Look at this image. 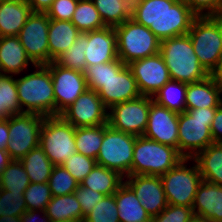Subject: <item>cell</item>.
I'll return each mask as SVG.
<instances>
[{
	"label": "cell",
	"mask_w": 222,
	"mask_h": 222,
	"mask_svg": "<svg viewBox=\"0 0 222 222\" xmlns=\"http://www.w3.org/2000/svg\"><path fill=\"white\" fill-rule=\"evenodd\" d=\"M197 15L185 2L175 0H136L131 18L149 28L162 41L188 34Z\"/></svg>",
	"instance_id": "cell-1"
},
{
	"label": "cell",
	"mask_w": 222,
	"mask_h": 222,
	"mask_svg": "<svg viewBox=\"0 0 222 222\" xmlns=\"http://www.w3.org/2000/svg\"><path fill=\"white\" fill-rule=\"evenodd\" d=\"M34 72L16 77L17 94L23 112L55 116L52 76L46 65H35Z\"/></svg>",
	"instance_id": "cell-2"
},
{
	"label": "cell",
	"mask_w": 222,
	"mask_h": 222,
	"mask_svg": "<svg viewBox=\"0 0 222 222\" xmlns=\"http://www.w3.org/2000/svg\"><path fill=\"white\" fill-rule=\"evenodd\" d=\"M160 53L169 70L171 80L190 84L210 76L199 63L188 34L162 40Z\"/></svg>",
	"instance_id": "cell-3"
},
{
	"label": "cell",
	"mask_w": 222,
	"mask_h": 222,
	"mask_svg": "<svg viewBox=\"0 0 222 222\" xmlns=\"http://www.w3.org/2000/svg\"><path fill=\"white\" fill-rule=\"evenodd\" d=\"M217 107L190 109L178 116V151L184 158H194L214 143L211 134Z\"/></svg>",
	"instance_id": "cell-4"
},
{
	"label": "cell",
	"mask_w": 222,
	"mask_h": 222,
	"mask_svg": "<svg viewBox=\"0 0 222 222\" xmlns=\"http://www.w3.org/2000/svg\"><path fill=\"white\" fill-rule=\"evenodd\" d=\"M184 157L177 148L144 136H136L132 159V175L161 176Z\"/></svg>",
	"instance_id": "cell-5"
},
{
	"label": "cell",
	"mask_w": 222,
	"mask_h": 222,
	"mask_svg": "<svg viewBox=\"0 0 222 222\" xmlns=\"http://www.w3.org/2000/svg\"><path fill=\"white\" fill-rule=\"evenodd\" d=\"M188 35L199 63L211 75L222 54V16H197Z\"/></svg>",
	"instance_id": "cell-6"
},
{
	"label": "cell",
	"mask_w": 222,
	"mask_h": 222,
	"mask_svg": "<svg viewBox=\"0 0 222 222\" xmlns=\"http://www.w3.org/2000/svg\"><path fill=\"white\" fill-rule=\"evenodd\" d=\"M114 29L117 33L118 58L125 65L160 52L161 41L149 28L132 18Z\"/></svg>",
	"instance_id": "cell-7"
},
{
	"label": "cell",
	"mask_w": 222,
	"mask_h": 222,
	"mask_svg": "<svg viewBox=\"0 0 222 222\" xmlns=\"http://www.w3.org/2000/svg\"><path fill=\"white\" fill-rule=\"evenodd\" d=\"M188 162L191 164L189 167ZM160 178L169 205L192 207L197 189L203 181L198 165L193 158H183Z\"/></svg>",
	"instance_id": "cell-8"
},
{
	"label": "cell",
	"mask_w": 222,
	"mask_h": 222,
	"mask_svg": "<svg viewBox=\"0 0 222 222\" xmlns=\"http://www.w3.org/2000/svg\"><path fill=\"white\" fill-rule=\"evenodd\" d=\"M136 136L103 124V141L96 158L97 165L119 172L123 177L132 175V159Z\"/></svg>",
	"instance_id": "cell-9"
},
{
	"label": "cell",
	"mask_w": 222,
	"mask_h": 222,
	"mask_svg": "<svg viewBox=\"0 0 222 222\" xmlns=\"http://www.w3.org/2000/svg\"><path fill=\"white\" fill-rule=\"evenodd\" d=\"M39 145L54 166L62 165L77 152L75 127L60 115L45 117L41 126Z\"/></svg>",
	"instance_id": "cell-10"
},
{
	"label": "cell",
	"mask_w": 222,
	"mask_h": 222,
	"mask_svg": "<svg viewBox=\"0 0 222 222\" xmlns=\"http://www.w3.org/2000/svg\"><path fill=\"white\" fill-rule=\"evenodd\" d=\"M45 116L35 113L15 114L9 118V142L6 151L12 160H21L39 146L41 126Z\"/></svg>",
	"instance_id": "cell-11"
},
{
	"label": "cell",
	"mask_w": 222,
	"mask_h": 222,
	"mask_svg": "<svg viewBox=\"0 0 222 222\" xmlns=\"http://www.w3.org/2000/svg\"><path fill=\"white\" fill-rule=\"evenodd\" d=\"M153 98L143 96L116 104L108 109V125L118 131L143 136Z\"/></svg>",
	"instance_id": "cell-12"
},
{
	"label": "cell",
	"mask_w": 222,
	"mask_h": 222,
	"mask_svg": "<svg viewBox=\"0 0 222 222\" xmlns=\"http://www.w3.org/2000/svg\"><path fill=\"white\" fill-rule=\"evenodd\" d=\"M46 66L50 70L54 87L55 116H59L88 89L87 81L84 72L62 67L56 61Z\"/></svg>",
	"instance_id": "cell-13"
},
{
	"label": "cell",
	"mask_w": 222,
	"mask_h": 222,
	"mask_svg": "<svg viewBox=\"0 0 222 222\" xmlns=\"http://www.w3.org/2000/svg\"><path fill=\"white\" fill-rule=\"evenodd\" d=\"M49 18L46 12H32L18 35L27 56L35 65L49 64Z\"/></svg>",
	"instance_id": "cell-14"
},
{
	"label": "cell",
	"mask_w": 222,
	"mask_h": 222,
	"mask_svg": "<svg viewBox=\"0 0 222 222\" xmlns=\"http://www.w3.org/2000/svg\"><path fill=\"white\" fill-rule=\"evenodd\" d=\"M60 116L75 128L108 124V109L91 89L83 92Z\"/></svg>",
	"instance_id": "cell-15"
},
{
	"label": "cell",
	"mask_w": 222,
	"mask_h": 222,
	"mask_svg": "<svg viewBox=\"0 0 222 222\" xmlns=\"http://www.w3.org/2000/svg\"><path fill=\"white\" fill-rule=\"evenodd\" d=\"M128 66L136 79L139 92L143 96L153 97L171 80L169 70L160 52L132 61Z\"/></svg>",
	"instance_id": "cell-16"
},
{
	"label": "cell",
	"mask_w": 222,
	"mask_h": 222,
	"mask_svg": "<svg viewBox=\"0 0 222 222\" xmlns=\"http://www.w3.org/2000/svg\"><path fill=\"white\" fill-rule=\"evenodd\" d=\"M178 116V113L152 101L143 136L178 149Z\"/></svg>",
	"instance_id": "cell-17"
},
{
	"label": "cell",
	"mask_w": 222,
	"mask_h": 222,
	"mask_svg": "<svg viewBox=\"0 0 222 222\" xmlns=\"http://www.w3.org/2000/svg\"><path fill=\"white\" fill-rule=\"evenodd\" d=\"M124 179L151 217L160 214L167 207L160 176L128 175Z\"/></svg>",
	"instance_id": "cell-18"
},
{
	"label": "cell",
	"mask_w": 222,
	"mask_h": 222,
	"mask_svg": "<svg viewBox=\"0 0 222 222\" xmlns=\"http://www.w3.org/2000/svg\"><path fill=\"white\" fill-rule=\"evenodd\" d=\"M97 93L107 109L141 96L136 79L128 65L113 73Z\"/></svg>",
	"instance_id": "cell-19"
},
{
	"label": "cell",
	"mask_w": 222,
	"mask_h": 222,
	"mask_svg": "<svg viewBox=\"0 0 222 222\" xmlns=\"http://www.w3.org/2000/svg\"><path fill=\"white\" fill-rule=\"evenodd\" d=\"M84 54L87 66L117 60V33L114 27L89 31Z\"/></svg>",
	"instance_id": "cell-20"
},
{
	"label": "cell",
	"mask_w": 222,
	"mask_h": 222,
	"mask_svg": "<svg viewBox=\"0 0 222 222\" xmlns=\"http://www.w3.org/2000/svg\"><path fill=\"white\" fill-rule=\"evenodd\" d=\"M31 64L18 36L0 37V74L21 76Z\"/></svg>",
	"instance_id": "cell-21"
},
{
	"label": "cell",
	"mask_w": 222,
	"mask_h": 222,
	"mask_svg": "<svg viewBox=\"0 0 222 222\" xmlns=\"http://www.w3.org/2000/svg\"><path fill=\"white\" fill-rule=\"evenodd\" d=\"M194 216L222 222V186L202 181L192 205Z\"/></svg>",
	"instance_id": "cell-22"
},
{
	"label": "cell",
	"mask_w": 222,
	"mask_h": 222,
	"mask_svg": "<svg viewBox=\"0 0 222 222\" xmlns=\"http://www.w3.org/2000/svg\"><path fill=\"white\" fill-rule=\"evenodd\" d=\"M185 102L186 110L219 107L222 104V87L212 75L187 84Z\"/></svg>",
	"instance_id": "cell-23"
},
{
	"label": "cell",
	"mask_w": 222,
	"mask_h": 222,
	"mask_svg": "<svg viewBox=\"0 0 222 222\" xmlns=\"http://www.w3.org/2000/svg\"><path fill=\"white\" fill-rule=\"evenodd\" d=\"M31 13L27 1H0V37L18 36Z\"/></svg>",
	"instance_id": "cell-24"
},
{
	"label": "cell",
	"mask_w": 222,
	"mask_h": 222,
	"mask_svg": "<svg viewBox=\"0 0 222 222\" xmlns=\"http://www.w3.org/2000/svg\"><path fill=\"white\" fill-rule=\"evenodd\" d=\"M80 33L71 21L49 19V63L56 61L77 40Z\"/></svg>",
	"instance_id": "cell-25"
},
{
	"label": "cell",
	"mask_w": 222,
	"mask_h": 222,
	"mask_svg": "<svg viewBox=\"0 0 222 222\" xmlns=\"http://www.w3.org/2000/svg\"><path fill=\"white\" fill-rule=\"evenodd\" d=\"M120 222H151L134 191L124 182L114 193Z\"/></svg>",
	"instance_id": "cell-26"
},
{
	"label": "cell",
	"mask_w": 222,
	"mask_h": 222,
	"mask_svg": "<svg viewBox=\"0 0 222 222\" xmlns=\"http://www.w3.org/2000/svg\"><path fill=\"white\" fill-rule=\"evenodd\" d=\"M204 181L222 186V143H212L194 158Z\"/></svg>",
	"instance_id": "cell-27"
},
{
	"label": "cell",
	"mask_w": 222,
	"mask_h": 222,
	"mask_svg": "<svg viewBox=\"0 0 222 222\" xmlns=\"http://www.w3.org/2000/svg\"><path fill=\"white\" fill-rule=\"evenodd\" d=\"M124 178L119 172L96 164L80 185L103 195H112L124 183Z\"/></svg>",
	"instance_id": "cell-28"
},
{
	"label": "cell",
	"mask_w": 222,
	"mask_h": 222,
	"mask_svg": "<svg viewBox=\"0 0 222 222\" xmlns=\"http://www.w3.org/2000/svg\"><path fill=\"white\" fill-rule=\"evenodd\" d=\"M45 211L51 221L82 222L81 205L75 193L52 197Z\"/></svg>",
	"instance_id": "cell-29"
},
{
	"label": "cell",
	"mask_w": 222,
	"mask_h": 222,
	"mask_svg": "<svg viewBox=\"0 0 222 222\" xmlns=\"http://www.w3.org/2000/svg\"><path fill=\"white\" fill-rule=\"evenodd\" d=\"M20 161L31 183H47L49 181L54 165L40 145L29 151Z\"/></svg>",
	"instance_id": "cell-30"
},
{
	"label": "cell",
	"mask_w": 222,
	"mask_h": 222,
	"mask_svg": "<svg viewBox=\"0 0 222 222\" xmlns=\"http://www.w3.org/2000/svg\"><path fill=\"white\" fill-rule=\"evenodd\" d=\"M105 26L116 27L131 18L132 4L127 0H92Z\"/></svg>",
	"instance_id": "cell-31"
},
{
	"label": "cell",
	"mask_w": 222,
	"mask_h": 222,
	"mask_svg": "<svg viewBox=\"0 0 222 222\" xmlns=\"http://www.w3.org/2000/svg\"><path fill=\"white\" fill-rule=\"evenodd\" d=\"M187 84L170 80L154 94L153 101L178 114L186 111Z\"/></svg>",
	"instance_id": "cell-32"
},
{
	"label": "cell",
	"mask_w": 222,
	"mask_h": 222,
	"mask_svg": "<svg viewBox=\"0 0 222 222\" xmlns=\"http://www.w3.org/2000/svg\"><path fill=\"white\" fill-rule=\"evenodd\" d=\"M15 75L0 74V120L24 113L20 107Z\"/></svg>",
	"instance_id": "cell-33"
},
{
	"label": "cell",
	"mask_w": 222,
	"mask_h": 222,
	"mask_svg": "<svg viewBox=\"0 0 222 222\" xmlns=\"http://www.w3.org/2000/svg\"><path fill=\"white\" fill-rule=\"evenodd\" d=\"M103 141V125L75 128V145L78 153L96 160Z\"/></svg>",
	"instance_id": "cell-34"
},
{
	"label": "cell",
	"mask_w": 222,
	"mask_h": 222,
	"mask_svg": "<svg viewBox=\"0 0 222 222\" xmlns=\"http://www.w3.org/2000/svg\"><path fill=\"white\" fill-rule=\"evenodd\" d=\"M71 22L81 33L105 27L92 0H78Z\"/></svg>",
	"instance_id": "cell-35"
},
{
	"label": "cell",
	"mask_w": 222,
	"mask_h": 222,
	"mask_svg": "<svg viewBox=\"0 0 222 222\" xmlns=\"http://www.w3.org/2000/svg\"><path fill=\"white\" fill-rule=\"evenodd\" d=\"M30 179L20 160H12L0 175V189L11 193H24Z\"/></svg>",
	"instance_id": "cell-36"
},
{
	"label": "cell",
	"mask_w": 222,
	"mask_h": 222,
	"mask_svg": "<svg viewBox=\"0 0 222 222\" xmlns=\"http://www.w3.org/2000/svg\"><path fill=\"white\" fill-rule=\"evenodd\" d=\"M88 45V32H82L77 40L56 60L65 68L84 72L87 67L85 59V48Z\"/></svg>",
	"instance_id": "cell-37"
},
{
	"label": "cell",
	"mask_w": 222,
	"mask_h": 222,
	"mask_svg": "<svg viewBox=\"0 0 222 222\" xmlns=\"http://www.w3.org/2000/svg\"><path fill=\"white\" fill-rule=\"evenodd\" d=\"M125 64L118 58L114 61L88 65L84 70L88 89L98 91L107 79L117 73Z\"/></svg>",
	"instance_id": "cell-38"
},
{
	"label": "cell",
	"mask_w": 222,
	"mask_h": 222,
	"mask_svg": "<svg viewBox=\"0 0 222 222\" xmlns=\"http://www.w3.org/2000/svg\"><path fill=\"white\" fill-rule=\"evenodd\" d=\"M48 184L52 197L72 194L80 185L62 165L53 167Z\"/></svg>",
	"instance_id": "cell-39"
},
{
	"label": "cell",
	"mask_w": 222,
	"mask_h": 222,
	"mask_svg": "<svg viewBox=\"0 0 222 222\" xmlns=\"http://www.w3.org/2000/svg\"><path fill=\"white\" fill-rule=\"evenodd\" d=\"M83 222H120L114 194L105 195L96 203Z\"/></svg>",
	"instance_id": "cell-40"
},
{
	"label": "cell",
	"mask_w": 222,
	"mask_h": 222,
	"mask_svg": "<svg viewBox=\"0 0 222 222\" xmlns=\"http://www.w3.org/2000/svg\"><path fill=\"white\" fill-rule=\"evenodd\" d=\"M50 186L47 183H30L24 191L27 210H45L51 201Z\"/></svg>",
	"instance_id": "cell-41"
},
{
	"label": "cell",
	"mask_w": 222,
	"mask_h": 222,
	"mask_svg": "<svg viewBox=\"0 0 222 222\" xmlns=\"http://www.w3.org/2000/svg\"><path fill=\"white\" fill-rule=\"evenodd\" d=\"M94 158L85 156L81 153H74L71 155L62 166L74 177L79 184L92 171L96 165Z\"/></svg>",
	"instance_id": "cell-42"
},
{
	"label": "cell",
	"mask_w": 222,
	"mask_h": 222,
	"mask_svg": "<svg viewBox=\"0 0 222 222\" xmlns=\"http://www.w3.org/2000/svg\"><path fill=\"white\" fill-rule=\"evenodd\" d=\"M26 211L24 193H11L0 189V217L10 215L21 217Z\"/></svg>",
	"instance_id": "cell-43"
},
{
	"label": "cell",
	"mask_w": 222,
	"mask_h": 222,
	"mask_svg": "<svg viewBox=\"0 0 222 222\" xmlns=\"http://www.w3.org/2000/svg\"><path fill=\"white\" fill-rule=\"evenodd\" d=\"M194 217L193 208L181 205H167L151 222H191Z\"/></svg>",
	"instance_id": "cell-44"
},
{
	"label": "cell",
	"mask_w": 222,
	"mask_h": 222,
	"mask_svg": "<svg viewBox=\"0 0 222 222\" xmlns=\"http://www.w3.org/2000/svg\"><path fill=\"white\" fill-rule=\"evenodd\" d=\"M78 0H54L47 10L49 19L71 21Z\"/></svg>",
	"instance_id": "cell-45"
},
{
	"label": "cell",
	"mask_w": 222,
	"mask_h": 222,
	"mask_svg": "<svg viewBox=\"0 0 222 222\" xmlns=\"http://www.w3.org/2000/svg\"><path fill=\"white\" fill-rule=\"evenodd\" d=\"M78 202L81 205L82 222L85 216L95 207V204L103 199L105 195L92 189L79 185L74 191Z\"/></svg>",
	"instance_id": "cell-46"
},
{
	"label": "cell",
	"mask_w": 222,
	"mask_h": 222,
	"mask_svg": "<svg viewBox=\"0 0 222 222\" xmlns=\"http://www.w3.org/2000/svg\"><path fill=\"white\" fill-rule=\"evenodd\" d=\"M197 16H222V0H186Z\"/></svg>",
	"instance_id": "cell-47"
},
{
	"label": "cell",
	"mask_w": 222,
	"mask_h": 222,
	"mask_svg": "<svg viewBox=\"0 0 222 222\" xmlns=\"http://www.w3.org/2000/svg\"><path fill=\"white\" fill-rule=\"evenodd\" d=\"M213 141L222 143V104L216 108L215 116L210 127Z\"/></svg>",
	"instance_id": "cell-48"
},
{
	"label": "cell",
	"mask_w": 222,
	"mask_h": 222,
	"mask_svg": "<svg viewBox=\"0 0 222 222\" xmlns=\"http://www.w3.org/2000/svg\"><path fill=\"white\" fill-rule=\"evenodd\" d=\"M39 213L41 217L37 218ZM20 219L21 222H51L45 210H27L21 215Z\"/></svg>",
	"instance_id": "cell-49"
},
{
	"label": "cell",
	"mask_w": 222,
	"mask_h": 222,
	"mask_svg": "<svg viewBox=\"0 0 222 222\" xmlns=\"http://www.w3.org/2000/svg\"><path fill=\"white\" fill-rule=\"evenodd\" d=\"M9 138V118L0 120V150H6Z\"/></svg>",
	"instance_id": "cell-50"
},
{
	"label": "cell",
	"mask_w": 222,
	"mask_h": 222,
	"mask_svg": "<svg viewBox=\"0 0 222 222\" xmlns=\"http://www.w3.org/2000/svg\"><path fill=\"white\" fill-rule=\"evenodd\" d=\"M32 12H47L54 0H26Z\"/></svg>",
	"instance_id": "cell-51"
},
{
	"label": "cell",
	"mask_w": 222,
	"mask_h": 222,
	"mask_svg": "<svg viewBox=\"0 0 222 222\" xmlns=\"http://www.w3.org/2000/svg\"><path fill=\"white\" fill-rule=\"evenodd\" d=\"M12 161L10 155L6 150H0V175L7 168Z\"/></svg>",
	"instance_id": "cell-52"
},
{
	"label": "cell",
	"mask_w": 222,
	"mask_h": 222,
	"mask_svg": "<svg viewBox=\"0 0 222 222\" xmlns=\"http://www.w3.org/2000/svg\"><path fill=\"white\" fill-rule=\"evenodd\" d=\"M216 82L222 87V54L220 55L216 69L211 74Z\"/></svg>",
	"instance_id": "cell-53"
},
{
	"label": "cell",
	"mask_w": 222,
	"mask_h": 222,
	"mask_svg": "<svg viewBox=\"0 0 222 222\" xmlns=\"http://www.w3.org/2000/svg\"><path fill=\"white\" fill-rule=\"evenodd\" d=\"M0 222H21L20 217L15 216H2L0 217Z\"/></svg>",
	"instance_id": "cell-54"
},
{
	"label": "cell",
	"mask_w": 222,
	"mask_h": 222,
	"mask_svg": "<svg viewBox=\"0 0 222 222\" xmlns=\"http://www.w3.org/2000/svg\"><path fill=\"white\" fill-rule=\"evenodd\" d=\"M191 222H212L211 220H208L206 218H201L198 216H194L191 220Z\"/></svg>",
	"instance_id": "cell-55"
},
{
	"label": "cell",
	"mask_w": 222,
	"mask_h": 222,
	"mask_svg": "<svg viewBox=\"0 0 222 222\" xmlns=\"http://www.w3.org/2000/svg\"><path fill=\"white\" fill-rule=\"evenodd\" d=\"M51 222H77V221H51Z\"/></svg>",
	"instance_id": "cell-56"
},
{
	"label": "cell",
	"mask_w": 222,
	"mask_h": 222,
	"mask_svg": "<svg viewBox=\"0 0 222 222\" xmlns=\"http://www.w3.org/2000/svg\"><path fill=\"white\" fill-rule=\"evenodd\" d=\"M127 1L133 4L136 0H127Z\"/></svg>",
	"instance_id": "cell-57"
},
{
	"label": "cell",
	"mask_w": 222,
	"mask_h": 222,
	"mask_svg": "<svg viewBox=\"0 0 222 222\" xmlns=\"http://www.w3.org/2000/svg\"><path fill=\"white\" fill-rule=\"evenodd\" d=\"M177 2H185L186 3V0H175Z\"/></svg>",
	"instance_id": "cell-58"
},
{
	"label": "cell",
	"mask_w": 222,
	"mask_h": 222,
	"mask_svg": "<svg viewBox=\"0 0 222 222\" xmlns=\"http://www.w3.org/2000/svg\"><path fill=\"white\" fill-rule=\"evenodd\" d=\"M0 1H7V0H0ZM12 1H26V0H12Z\"/></svg>",
	"instance_id": "cell-59"
}]
</instances>
